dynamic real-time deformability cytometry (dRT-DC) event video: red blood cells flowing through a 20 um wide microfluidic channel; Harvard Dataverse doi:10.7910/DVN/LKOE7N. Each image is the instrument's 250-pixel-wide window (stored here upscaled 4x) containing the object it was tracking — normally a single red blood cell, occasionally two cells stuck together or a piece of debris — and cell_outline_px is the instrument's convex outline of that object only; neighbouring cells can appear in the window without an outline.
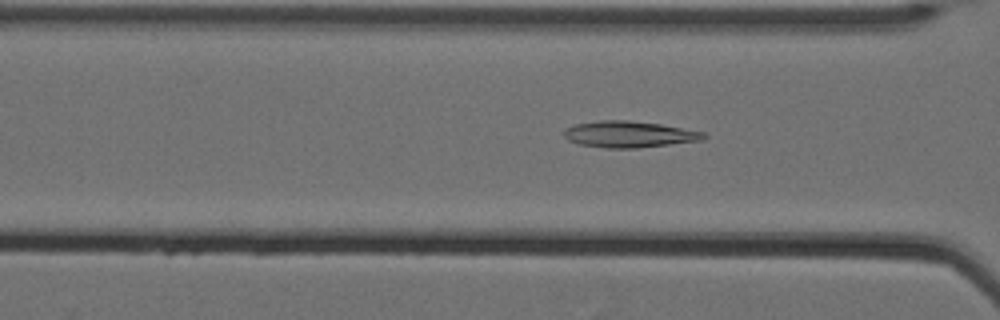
{"species": "Egyptian fruit bat (a non-hibernating species)", "species_latin": "Rousettus aegyptiacus", "temperature_condition": "cold", "stored_images_in_passage": 45, "camera_frame_rate_fps": 3000, "um_per_image_px": 0.085, "animal": {"sex": "female"}, "frame": {"image": 1, "passage_image": 13, "time_ms": 4.0, "image_size_px": [1000, 320], "cell_outline_px": [[708, 136], [704, 140], [636, 148], [608, 148], [580, 144], [568, 140], [564, 136], [564, 132], [568, 128], [576, 124], [600, 120], [628, 120], [660, 124], [704, 132]], "centroid_in_image_um": [53.51, 11.41], "position_along_channel_um": 113.1, "area_um2": 21.27}}
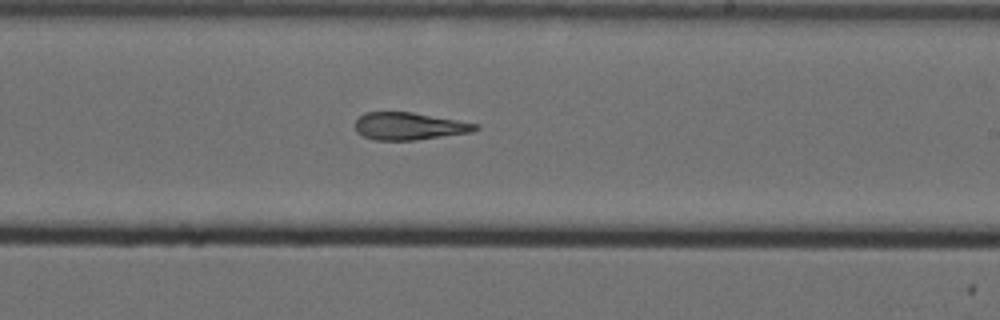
{"frame": {"image": 2, "passage_image": 25, "time_ms": 8.0, "image_size_px": [1000, 320], "cell_outline_px": [[480, 128], [472, 132], [416, 140], [372, 140], [356, 132], [356, 120], [364, 112], [412, 112], [480, 124]], "centroid_in_image_um": [34.79, 10.72], "position_along_channel_um": 254.2, "area_um2": 19.25}}
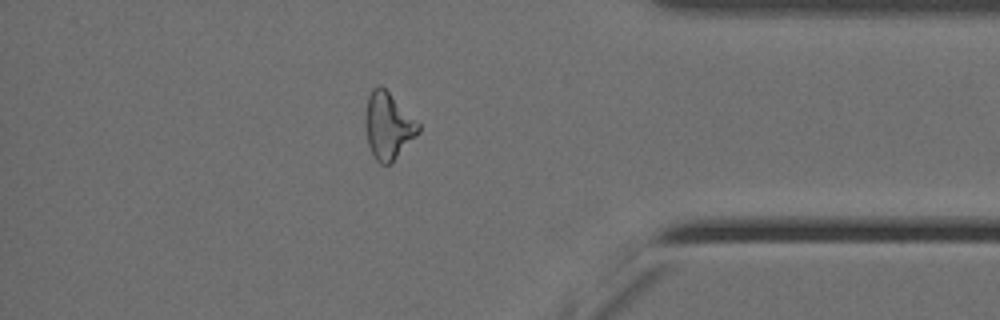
{"frame": {"image": 3, "passage_image": 39, "time_ms": 12.667, "image_size_px": [1000, 320], "cell_outline_px": [[420, 132], [392, 164], [380, 164], [372, 156], [368, 144], [364, 124], [364, 120], [368, 96], [372, 88], [376, 84], [380, 84], [420, 124]], "centroid_in_image_um": [32.97, 10.72], "position_along_channel_um": 402.2, "area_um2": 20.87}, "authors_computed_cell_mechanics": {"area_um2": 20.4034, "velocity_mm_per_s": 3.5211, "shape_relaxation_time_tau1_ms": null, "shape_relaxation_time_tau2_ms": 5.6261, "deformation_change_tau1": null, "deformation_change_tau2": 0.1619}}